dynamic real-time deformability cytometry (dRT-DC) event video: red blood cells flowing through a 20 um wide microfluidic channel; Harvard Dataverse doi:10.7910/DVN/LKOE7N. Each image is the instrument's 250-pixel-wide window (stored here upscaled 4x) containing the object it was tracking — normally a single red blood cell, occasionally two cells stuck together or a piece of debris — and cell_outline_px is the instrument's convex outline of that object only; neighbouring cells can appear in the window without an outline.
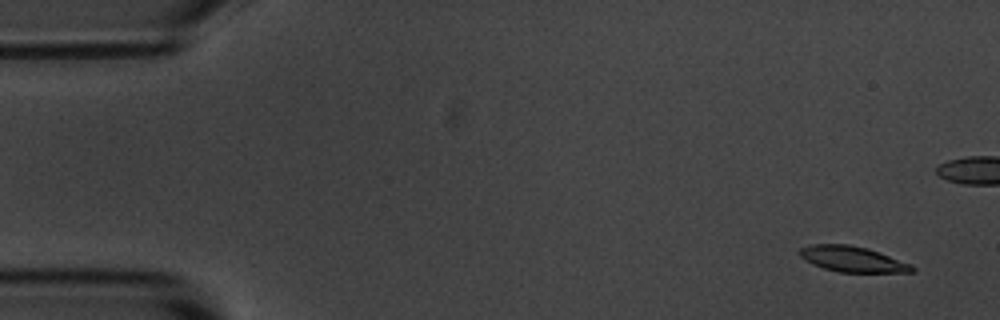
{"species": "common noctule bat (a hibernating species)", "species_latin": "Nyctalus noctula", "temperature_condition": "room temperature", "stored_images_in_passage": 8, "camera_frame_rate_fps": 3000, "um_per_image_px": 0.085, "animal": {"sex": "male", "body_mass_g": 20.1, "forearm_length_mm": 53.5}, "frame": {"image": 1, "passage_image": 1, "time_ms": 0.0, "image_size_px": [1000, 320], "cell_outline_px": [[916, 272], [840, 272], [824, 268], [812, 264], [804, 260], [796, 252], [800, 248], [812, 244], [848, 244], [868, 248], [880, 252], [912, 264], [916, 268]], "centroid_in_image_um": [72.46, 22.02], "position_along_channel_um": 12.5, "area_um2": 16.99}}
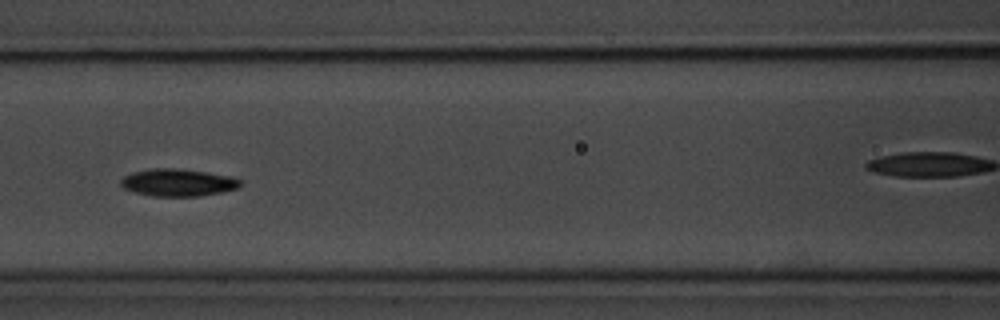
{"frame": {"image": 2, "passage_image": 7, "time_ms": 7.0, "image_size_px": [1000, 320], "cell_outline_px": [[240, 188], [200, 196], [152, 196], [136, 192], [124, 188], [120, 184], [120, 180], [124, 176], [132, 172], [152, 168], [176, 168], [232, 176], [240, 180]], "centroid_in_image_um": [15.11, 15.51], "position_along_channel_um": 151.5, "area_um2": 18.96}}